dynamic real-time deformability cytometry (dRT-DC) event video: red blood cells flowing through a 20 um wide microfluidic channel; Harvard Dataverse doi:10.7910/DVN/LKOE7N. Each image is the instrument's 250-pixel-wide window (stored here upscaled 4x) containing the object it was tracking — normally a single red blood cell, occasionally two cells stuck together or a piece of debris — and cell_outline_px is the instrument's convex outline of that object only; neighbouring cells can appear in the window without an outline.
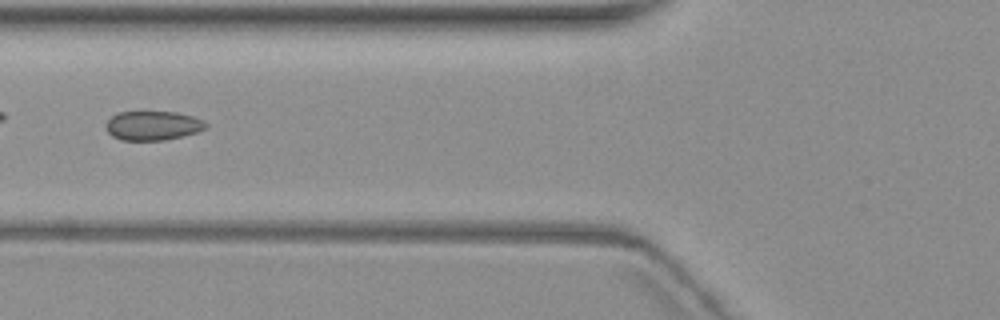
{"species": "common noctule bat (a hibernating species)", "species_latin": "Nyctalus noctula", "temperature_condition": "warm", "stored_images_in_passage": 7, "camera_frame_rate_fps": 3000, "um_per_image_px": 0.085, "animal": {"sex": "female", "body_mass_g": 19.3, "forearm_length_mm": 54.1}, "frame": {"image": 1, "passage_image": 3, "time_ms": 2.333, "image_size_px": [1000, 320], "cell_outline_px": [[208, 128], [196, 132], [164, 140], [120, 140], [112, 136], [104, 128], [104, 124], [112, 116], [120, 112], [176, 112], [192, 116], [208, 124]], "centroid_in_image_um": [12.95, 10.68], "position_along_channel_um": 112.9, "area_um2": 16.94}}
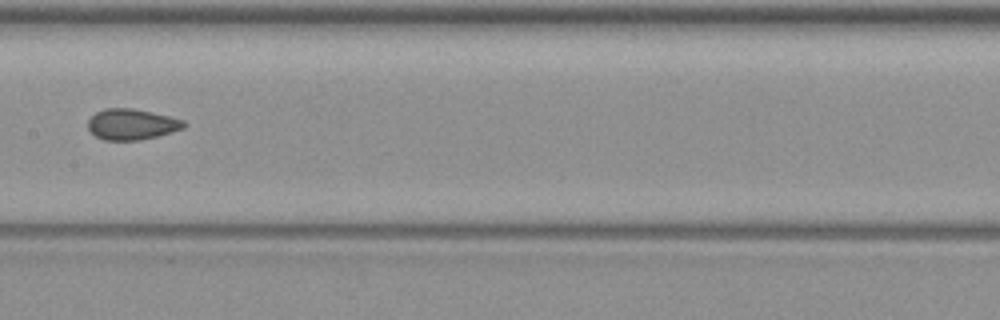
{"frame": {"image": 2, "passage_image": 5, "time_ms": 4.667, "image_size_px": [1000, 320], "cell_outline_px": [[188, 124], [184, 128], [172, 132], [140, 140], [104, 140], [96, 136], [88, 128], [88, 120], [96, 112], [104, 108], [132, 108], [152, 112], [184, 120]], "centroid_in_image_um": [11.21, 10.56], "position_along_channel_um": 196.2, "area_um2": 17.22}}
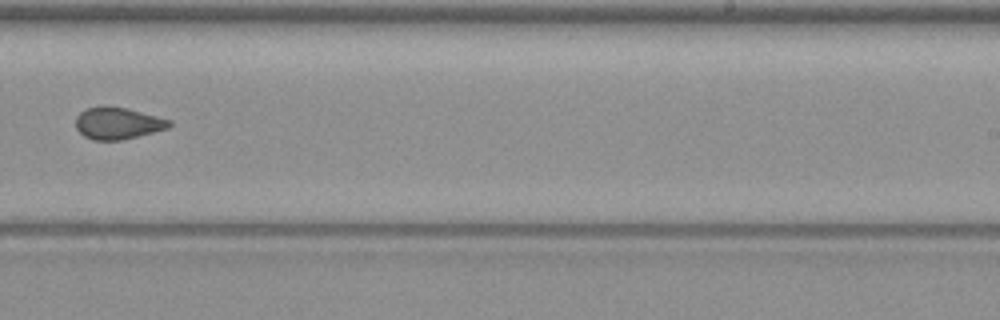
{"frame": {"image": 3, "passage_image": 7, "time_ms": 7.0, "image_size_px": [1000, 320], "cell_outline_px": [[172, 124], [168, 128], [120, 140], [92, 140], [84, 136], [76, 128], [76, 116], [80, 112], [88, 108], [100, 104], [108, 104], [128, 108], [172, 120]], "centroid_in_image_um": [9.99, 10.44], "position_along_channel_um": 279.0, "area_um2": 17.63}}